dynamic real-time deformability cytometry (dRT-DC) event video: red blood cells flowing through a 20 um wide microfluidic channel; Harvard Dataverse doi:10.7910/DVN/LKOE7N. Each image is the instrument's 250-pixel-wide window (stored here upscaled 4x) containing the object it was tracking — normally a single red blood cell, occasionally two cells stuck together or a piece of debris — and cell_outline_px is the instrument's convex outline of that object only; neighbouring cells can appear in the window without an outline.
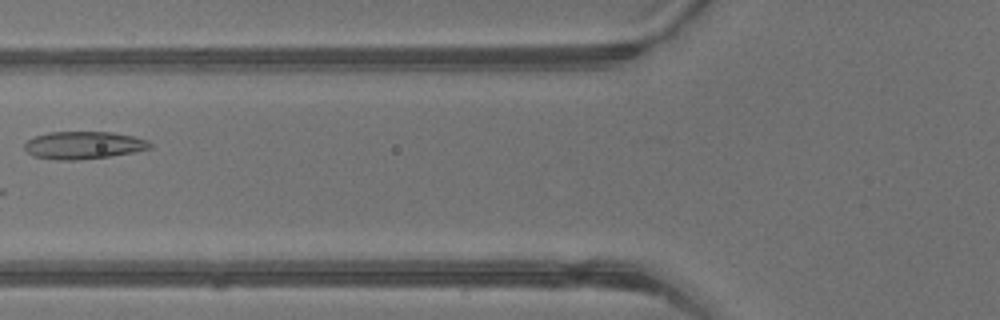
{"species": "common noctule bat (a hibernating species)", "species_latin": "Nyctalus noctula", "temperature_condition": "warm", "stored_images_in_passage": 4, "camera_frame_rate_fps": 3000, "um_per_image_px": 0.085, "animal": {"sex": "male", "body_mass_g": 13.3}, "frame": {"image": 1, "passage_image": 4, "time_ms": 1.0, "image_size_px": [1000, 320], "cell_outline_px": [[152, 148], [132, 152], [108, 156], [76, 160], [60, 160], [32, 156], [24, 148], [24, 144], [28, 140], [36, 136], [48, 132], [112, 132], [132, 136], [148, 140], [152, 144]], "centroid_in_image_um": [7.09, 12.34], "position_along_channel_um": 118.7, "area_um2": 20.0}}